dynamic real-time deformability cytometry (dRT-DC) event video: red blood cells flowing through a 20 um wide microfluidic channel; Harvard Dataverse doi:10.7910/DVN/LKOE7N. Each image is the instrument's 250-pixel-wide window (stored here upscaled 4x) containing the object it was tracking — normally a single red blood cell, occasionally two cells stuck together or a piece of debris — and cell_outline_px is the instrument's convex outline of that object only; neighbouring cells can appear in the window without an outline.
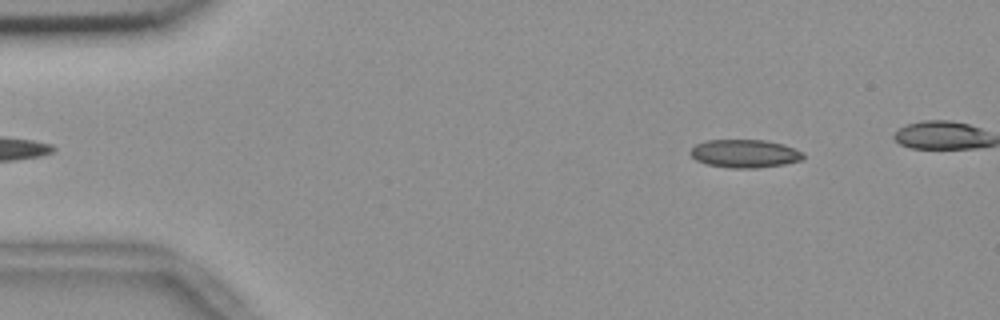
{"species": "common noctule bat (a hibernating species)", "species_latin": "Nyctalus noctula", "temperature_condition": "room temperature", "stored_images_in_passage": 13, "camera_frame_rate_fps": 3000, "um_per_image_px": 0.085, "animal": {"sex": "female", "body_mass_g": 18.4}, "frame": {"image": 1, "passage_image": 4, "time_ms": 1.0, "image_size_px": [1000, 320], "cell_outline_px": [[804, 160], [784, 164], [756, 168], [732, 168], [708, 164], [696, 160], [688, 152], [696, 144], [704, 140], [768, 140], [784, 144], [804, 152]], "centroid_in_image_um": [63.33, 13.04], "position_along_channel_um": 21.7, "area_um2": 18.67}}